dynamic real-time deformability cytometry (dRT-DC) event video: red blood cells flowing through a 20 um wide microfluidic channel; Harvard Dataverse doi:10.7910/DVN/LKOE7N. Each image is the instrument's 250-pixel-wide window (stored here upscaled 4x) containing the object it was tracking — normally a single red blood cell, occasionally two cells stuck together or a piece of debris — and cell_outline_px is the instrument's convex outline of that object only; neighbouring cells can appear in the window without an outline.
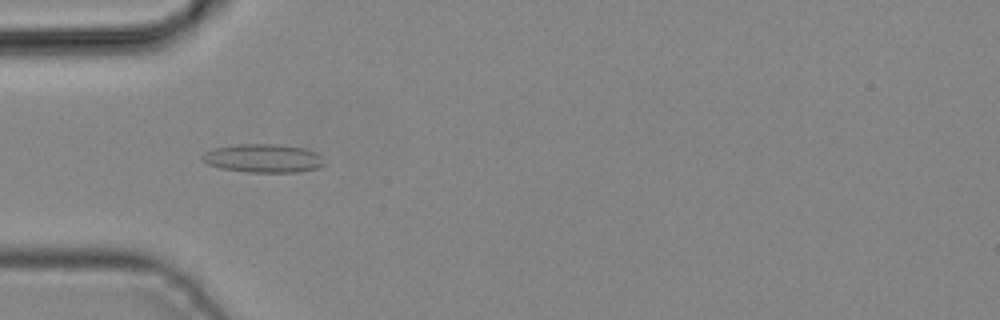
{"species": "common noctule bat (a hibernating species)", "species_latin": "Nyctalus noctula", "temperature_condition": "cold", "stored_images_in_passage": 2, "camera_frame_rate_fps": 3000, "um_per_image_px": 0.085, "animal": {"sex": "male", "body_mass_g": 19.2, "forearm_length_mm": 51.8}, "frame": {"image": 1, "passage_image": 2, "time_ms": 0.333, "image_size_px": [1000, 320], "cell_outline_px": [[324, 164], [316, 168], [300, 172], [248, 172], [220, 168], [208, 164], [200, 156], [204, 152], [212, 148], [236, 144], [276, 144], [304, 148], [316, 152], [320, 156]], "centroid_in_image_um": [22.34, 13.45], "position_along_channel_um": 62.7, "area_um2": 20.23}}